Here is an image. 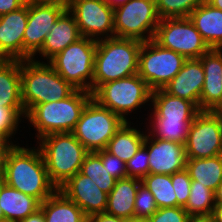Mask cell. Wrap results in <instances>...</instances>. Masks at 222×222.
<instances>
[{
  "label": "cell",
  "mask_w": 222,
  "mask_h": 222,
  "mask_svg": "<svg viewBox=\"0 0 222 222\" xmlns=\"http://www.w3.org/2000/svg\"><path fill=\"white\" fill-rule=\"evenodd\" d=\"M33 148L13 145L0 167V180L42 203L57 187L49 179L40 149Z\"/></svg>",
  "instance_id": "6da1fadb"
},
{
  "label": "cell",
  "mask_w": 222,
  "mask_h": 222,
  "mask_svg": "<svg viewBox=\"0 0 222 222\" xmlns=\"http://www.w3.org/2000/svg\"><path fill=\"white\" fill-rule=\"evenodd\" d=\"M142 41L132 38H101L94 61L93 92L103 83L138 74Z\"/></svg>",
  "instance_id": "7a4b0ae2"
},
{
  "label": "cell",
  "mask_w": 222,
  "mask_h": 222,
  "mask_svg": "<svg viewBox=\"0 0 222 222\" xmlns=\"http://www.w3.org/2000/svg\"><path fill=\"white\" fill-rule=\"evenodd\" d=\"M22 101L26 114L37 104L67 98L76 88L47 62L20 60Z\"/></svg>",
  "instance_id": "3957f363"
},
{
  "label": "cell",
  "mask_w": 222,
  "mask_h": 222,
  "mask_svg": "<svg viewBox=\"0 0 222 222\" xmlns=\"http://www.w3.org/2000/svg\"><path fill=\"white\" fill-rule=\"evenodd\" d=\"M39 140L49 179L58 189L80 171L89 151L72 132L52 133Z\"/></svg>",
  "instance_id": "277c9868"
},
{
  "label": "cell",
  "mask_w": 222,
  "mask_h": 222,
  "mask_svg": "<svg viewBox=\"0 0 222 222\" xmlns=\"http://www.w3.org/2000/svg\"><path fill=\"white\" fill-rule=\"evenodd\" d=\"M92 93L75 89L67 98L35 105L26 118L38 131L37 139L52 133L72 132Z\"/></svg>",
  "instance_id": "5b68a950"
},
{
  "label": "cell",
  "mask_w": 222,
  "mask_h": 222,
  "mask_svg": "<svg viewBox=\"0 0 222 222\" xmlns=\"http://www.w3.org/2000/svg\"><path fill=\"white\" fill-rule=\"evenodd\" d=\"M96 49V40L82 37L68 45L48 63L74 88L93 93Z\"/></svg>",
  "instance_id": "8992f818"
},
{
  "label": "cell",
  "mask_w": 222,
  "mask_h": 222,
  "mask_svg": "<svg viewBox=\"0 0 222 222\" xmlns=\"http://www.w3.org/2000/svg\"><path fill=\"white\" fill-rule=\"evenodd\" d=\"M125 122L91 98L72 133L89 152H96L106 149L109 140Z\"/></svg>",
  "instance_id": "52a82bcc"
},
{
  "label": "cell",
  "mask_w": 222,
  "mask_h": 222,
  "mask_svg": "<svg viewBox=\"0 0 222 222\" xmlns=\"http://www.w3.org/2000/svg\"><path fill=\"white\" fill-rule=\"evenodd\" d=\"M152 90L138 75L134 74L115 81L101 84L93 93L92 98L101 106L108 108L124 121L125 114L141 108L151 100Z\"/></svg>",
  "instance_id": "ba28073f"
},
{
  "label": "cell",
  "mask_w": 222,
  "mask_h": 222,
  "mask_svg": "<svg viewBox=\"0 0 222 222\" xmlns=\"http://www.w3.org/2000/svg\"><path fill=\"white\" fill-rule=\"evenodd\" d=\"M186 60L179 53L160 46L154 39L142 42L138 75L152 91L163 89L181 70Z\"/></svg>",
  "instance_id": "9c48e42d"
},
{
  "label": "cell",
  "mask_w": 222,
  "mask_h": 222,
  "mask_svg": "<svg viewBox=\"0 0 222 222\" xmlns=\"http://www.w3.org/2000/svg\"><path fill=\"white\" fill-rule=\"evenodd\" d=\"M113 20L115 37L142 42L154 39L160 22L155 0H129L114 9Z\"/></svg>",
  "instance_id": "30bf717a"
},
{
  "label": "cell",
  "mask_w": 222,
  "mask_h": 222,
  "mask_svg": "<svg viewBox=\"0 0 222 222\" xmlns=\"http://www.w3.org/2000/svg\"><path fill=\"white\" fill-rule=\"evenodd\" d=\"M154 40L186 59H199L211 49L188 17L160 20Z\"/></svg>",
  "instance_id": "8fae6325"
},
{
  "label": "cell",
  "mask_w": 222,
  "mask_h": 222,
  "mask_svg": "<svg viewBox=\"0 0 222 222\" xmlns=\"http://www.w3.org/2000/svg\"><path fill=\"white\" fill-rule=\"evenodd\" d=\"M66 9L67 3L28 1V21L23 38V60L35 58L46 36Z\"/></svg>",
  "instance_id": "7c38bea8"
},
{
  "label": "cell",
  "mask_w": 222,
  "mask_h": 222,
  "mask_svg": "<svg viewBox=\"0 0 222 222\" xmlns=\"http://www.w3.org/2000/svg\"><path fill=\"white\" fill-rule=\"evenodd\" d=\"M67 9L74 16L82 37L96 41L104 34L105 39L114 37V9L104 0H68Z\"/></svg>",
  "instance_id": "4fadbf2b"
},
{
  "label": "cell",
  "mask_w": 222,
  "mask_h": 222,
  "mask_svg": "<svg viewBox=\"0 0 222 222\" xmlns=\"http://www.w3.org/2000/svg\"><path fill=\"white\" fill-rule=\"evenodd\" d=\"M185 152L186 159L222 154V134L217 119L210 111H200L190 124Z\"/></svg>",
  "instance_id": "5bb4252c"
},
{
  "label": "cell",
  "mask_w": 222,
  "mask_h": 222,
  "mask_svg": "<svg viewBox=\"0 0 222 222\" xmlns=\"http://www.w3.org/2000/svg\"><path fill=\"white\" fill-rule=\"evenodd\" d=\"M153 139L151 135H146L143 143L149 155L150 174L172 175L185 169V145L175 141Z\"/></svg>",
  "instance_id": "9a60e30c"
},
{
  "label": "cell",
  "mask_w": 222,
  "mask_h": 222,
  "mask_svg": "<svg viewBox=\"0 0 222 222\" xmlns=\"http://www.w3.org/2000/svg\"><path fill=\"white\" fill-rule=\"evenodd\" d=\"M58 190L77 204L86 217L103 213L107 209L108 194L80 172L69 178Z\"/></svg>",
  "instance_id": "2e32d148"
},
{
  "label": "cell",
  "mask_w": 222,
  "mask_h": 222,
  "mask_svg": "<svg viewBox=\"0 0 222 222\" xmlns=\"http://www.w3.org/2000/svg\"><path fill=\"white\" fill-rule=\"evenodd\" d=\"M27 21L28 1L18 10L0 16V59L23 60V38Z\"/></svg>",
  "instance_id": "e0dca14e"
},
{
  "label": "cell",
  "mask_w": 222,
  "mask_h": 222,
  "mask_svg": "<svg viewBox=\"0 0 222 222\" xmlns=\"http://www.w3.org/2000/svg\"><path fill=\"white\" fill-rule=\"evenodd\" d=\"M204 70V86L200 94V111L222 106V49L212 48L200 58Z\"/></svg>",
  "instance_id": "ac0fdd59"
},
{
  "label": "cell",
  "mask_w": 222,
  "mask_h": 222,
  "mask_svg": "<svg viewBox=\"0 0 222 222\" xmlns=\"http://www.w3.org/2000/svg\"><path fill=\"white\" fill-rule=\"evenodd\" d=\"M204 86V70L200 59H187L181 70L163 88L168 94L193 102L199 108Z\"/></svg>",
  "instance_id": "d6986e66"
},
{
  "label": "cell",
  "mask_w": 222,
  "mask_h": 222,
  "mask_svg": "<svg viewBox=\"0 0 222 222\" xmlns=\"http://www.w3.org/2000/svg\"><path fill=\"white\" fill-rule=\"evenodd\" d=\"M82 35L74 16L66 9L57 19L51 31L37 52L49 61L68 45L78 41Z\"/></svg>",
  "instance_id": "ffe728a7"
},
{
  "label": "cell",
  "mask_w": 222,
  "mask_h": 222,
  "mask_svg": "<svg viewBox=\"0 0 222 222\" xmlns=\"http://www.w3.org/2000/svg\"><path fill=\"white\" fill-rule=\"evenodd\" d=\"M153 118L193 121L200 109L191 101L168 94L164 89L152 91Z\"/></svg>",
  "instance_id": "44dd1931"
},
{
  "label": "cell",
  "mask_w": 222,
  "mask_h": 222,
  "mask_svg": "<svg viewBox=\"0 0 222 222\" xmlns=\"http://www.w3.org/2000/svg\"><path fill=\"white\" fill-rule=\"evenodd\" d=\"M188 18L211 49H222V10L204 1Z\"/></svg>",
  "instance_id": "7402d4cb"
},
{
  "label": "cell",
  "mask_w": 222,
  "mask_h": 222,
  "mask_svg": "<svg viewBox=\"0 0 222 222\" xmlns=\"http://www.w3.org/2000/svg\"><path fill=\"white\" fill-rule=\"evenodd\" d=\"M0 107L25 109L22 101L20 60L0 59Z\"/></svg>",
  "instance_id": "603a6c76"
},
{
  "label": "cell",
  "mask_w": 222,
  "mask_h": 222,
  "mask_svg": "<svg viewBox=\"0 0 222 222\" xmlns=\"http://www.w3.org/2000/svg\"><path fill=\"white\" fill-rule=\"evenodd\" d=\"M141 180L137 178H123L116 181L108 194L106 213L121 219L134 218V201Z\"/></svg>",
  "instance_id": "cb8c5ba5"
},
{
  "label": "cell",
  "mask_w": 222,
  "mask_h": 222,
  "mask_svg": "<svg viewBox=\"0 0 222 222\" xmlns=\"http://www.w3.org/2000/svg\"><path fill=\"white\" fill-rule=\"evenodd\" d=\"M40 202L0 180V208L4 220L21 221L40 209Z\"/></svg>",
  "instance_id": "d4e9b609"
},
{
  "label": "cell",
  "mask_w": 222,
  "mask_h": 222,
  "mask_svg": "<svg viewBox=\"0 0 222 222\" xmlns=\"http://www.w3.org/2000/svg\"><path fill=\"white\" fill-rule=\"evenodd\" d=\"M45 222H87L83 210L60 190L40 204Z\"/></svg>",
  "instance_id": "484cf974"
},
{
  "label": "cell",
  "mask_w": 222,
  "mask_h": 222,
  "mask_svg": "<svg viewBox=\"0 0 222 222\" xmlns=\"http://www.w3.org/2000/svg\"><path fill=\"white\" fill-rule=\"evenodd\" d=\"M185 169L191 180L215 192L222 182V154L210 158L186 159Z\"/></svg>",
  "instance_id": "4316f807"
},
{
  "label": "cell",
  "mask_w": 222,
  "mask_h": 222,
  "mask_svg": "<svg viewBox=\"0 0 222 222\" xmlns=\"http://www.w3.org/2000/svg\"><path fill=\"white\" fill-rule=\"evenodd\" d=\"M125 122L109 140L106 151L117 156L125 163L131 159L143 145L146 134L141 133Z\"/></svg>",
  "instance_id": "83f0119b"
},
{
  "label": "cell",
  "mask_w": 222,
  "mask_h": 222,
  "mask_svg": "<svg viewBox=\"0 0 222 222\" xmlns=\"http://www.w3.org/2000/svg\"><path fill=\"white\" fill-rule=\"evenodd\" d=\"M141 183L152 193L158 208L177 207L171 175L149 173Z\"/></svg>",
  "instance_id": "f1b7e54d"
},
{
  "label": "cell",
  "mask_w": 222,
  "mask_h": 222,
  "mask_svg": "<svg viewBox=\"0 0 222 222\" xmlns=\"http://www.w3.org/2000/svg\"><path fill=\"white\" fill-rule=\"evenodd\" d=\"M215 205V192L192 180L189 199L184 207L189 216L211 215Z\"/></svg>",
  "instance_id": "f546056e"
},
{
  "label": "cell",
  "mask_w": 222,
  "mask_h": 222,
  "mask_svg": "<svg viewBox=\"0 0 222 222\" xmlns=\"http://www.w3.org/2000/svg\"><path fill=\"white\" fill-rule=\"evenodd\" d=\"M91 180L105 193L109 194L117 179L110 175L106 165H102L101 158L95 152H89L79 171Z\"/></svg>",
  "instance_id": "4dcf8cb0"
},
{
  "label": "cell",
  "mask_w": 222,
  "mask_h": 222,
  "mask_svg": "<svg viewBox=\"0 0 222 222\" xmlns=\"http://www.w3.org/2000/svg\"><path fill=\"white\" fill-rule=\"evenodd\" d=\"M192 121H173L163 118H154L152 131L149 135L156 139L175 141L185 145ZM154 132V133H153Z\"/></svg>",
  "instance_id": "1f68e13d"
},
{
  "label": "cell",
  "mask_w": 222,
  "mask_h": 222,
  "mask_svg": "<svg viewBox=\"0 0 222 222\" xmlns=\"http://www.w3.org/2000/svg\"><path fill=\"white\" fill-rule=\"evenodd\" d=\"M205 0H155L160 20L189 17Z\"/></svg>",
  "instance_id": "d6a6232c"
},
{
  "label": "cell",
  "mask_w": 222,
  "mask_h": 222,
  "mask_svg": "<svg viewBox=\"0 0 222 222\" xmlns=\"http://www.w3.org/2000/svg\"><path fill=\"white\" fill-rule=\"evenodd\" d=\"M158 209L154 196L144 186L140 185L134 201V217L147 219Z\"/></svg>",
  "instance_id": "836d02e7"
},
{
  "label": "cell",
  "mask_w": 222,
  "mask_h": 222,
  "mask_svg": "<svg viewBox=\"0 0 222 222\" xmlns=\"http://www.w3.org/2000/svg\"><path fill=\"white\" fill-rule=\"evenodd\" d=\"M149 155L147 149L142 145L135 155L126 162L127 177L142 180L149 174Z\"/></svg>",
  "instance_id": "e575fe53"
},
{
  "label": "cell",
  "mask_w": 222,
  "mask_h": 222,
  "mask_svg": "<svg viewBox=\"0 0 222 222\" xmlns=\"http://www.w3.org/2000/svg\"><path fill=\"white\" fill-rule=\"evenodd\" d=\"M21 116L26 117L25 109L0 107V134L4 135L9 141L10 137L16 132Z\"/></svg>",
  "instance_id": "d590c367"
},
{
  "label": "cell",
  "mask_w": 222,
  "mask_h": 222,
  "mask_svg": "<svg viewBox=\"0 0 222 222\" xmlns=\"http://www.w3.org/2000/svg\"><path fill=\"white\" fill-rule=\"evenodd\" d=\"M172 186L177 197V206L185 207L189 199L191 178L186 169L171 175Z\"/></svg>",
  "instance_id": "8d00e7d4"
},
{
  "label": "cell",
  "mask_w": 222,
  "mask_h": 222,
  "mask_svg": "<svg viewBox=\"0 0 222 222\" xmlns=\"http://www.w3.org/2000/svg\"><path fill=\"white\" fill-rule=\"evenodd\" d=\"M189 214L183 207L158 208L146 222H187Z\"/></svg>",
  "instance_id": "74e56055"
},
{
  "label": "cell",
  "mask_w": 222,
  "mask_h": 222,
  "mask_svg": "<svg viewBox=\"0 0 222 222\" xmlns=\"http://www.w3.org/2000/svg\"><path fill=\"white\" fill-rule=\"evenodd\" d=\"M95 153L101 158L102 165H106V169L111 176L117 180L127 178V168L124 161L110 154L105 149L96 151Z\"/></svg>",
  "instance_id": "f35d334b"
},
{
  "label": "cell",
  "mask_w": 222,
  "mask_h": 222,
  "mask_svg": "<svg viewBox=\"0 0 222 222\" xmlns=\"http://www.w3.org/2000/svg\"><path fill=\"white\" fill-rule=\"evenodd\" d=\"M27 3V0H0V16L16 11Z\"/></svg>",
  "instance_id": "ab89813d"
},
{
  "label": "cell",
  "mask_w": 222,
  "mask_h": 222,
  "mask_svg": "<svg viewBox=\"0 0 222 222\" xmlns=\"http://www.w3.org/2000/svg\"><path fill=\"white\" fill-rule=\"evenodd\" d=\"M123 219L106 212L87 217V222H122Z\"/></svg>",
  "instance_id": "60d3db41"
},
{
  "label": "cell",
  "mask_w": 222,
  "mask_h": 222,
  "mask_svg": "<svg viewBox=\"0 0 222 222\" xmlns=\"http://www.w3.org/2000/svg\"><path fill=\"white\" fill-rule=\"evenodd\" d=\"M13 146V143L2 134H0V167L4 162L8 150Z\"/></svg>",
  "instance_id": "b9f144b4"
},
{
  "label": "cell",
  "mask_w": 222,
  "mask_h": 222,
  "mask_svg": "<svg viewBox=\"0 0 222 222\" xmlns=\"http://www.w3.org/2000/svg\"><path fill=\"white\" fill-rule=\"evenodd\" d=\"M19 222H45V218L42 210L38 209L35 213L29 215L27 218Z\"/></svg>",
  "instance_id": "7bdbcfd3"
},
{
  "label": "cell",
  "mask_w": 222,
  "mask_h": 222,
  "mask_svg": "<svg viewBox=\"0 0 222 222\" xmlns=\"http://www.w3.org/2000/svg\"><path fill=\"white\" fill-rule=\"evenodd\" d=\"M214 222H222V204L216 203L211 214Z\"/></svg>",
  "instance_id": "ee69618b"
},
{
  "label": "cell",
  "mask_w": 222,
  "mask_h": 222,
  "mask_svg": "<svg viewBox=\"0 0 222 222\" xmlns=\"http://www.w3.org/2000/svg\"><path fill=\"white\" fill-rule=\"evenodd\" d=\"M210 112L215 116L218 121L219 129L222 134V106L215 107L210 110Z\"/></svg>",
  "instance_id": "f6af8a7d"
},
{
  "label": "cell",
  "mask_w": 222,
  "mask_h": 222,
  "mask_svg": "<svg viewBox=\"0 0 222 222\" xmlns=\"http://www.w3.org/2000/svg\"><path fill=\"white\" fill-rule=\"evenodd\" d=\"M187 222H214L211 215L208 216H189Z\"/></svg>",
  "instance_id": "bcb514c9"
},
{
  "label": "cell",
  "mask_w": 222,
  "mask_h": 222,
  "mask_svg": "<svg viewBox=\"0 0 222 222\" xmlns=\"http://www.w3.org/2000/svg\"><path fill=\"white\" fill-rule=\"evenodd\" d=\"M113 9L127 3L129 0H104Z\"/></svg>",
  "instance_id": "7dc6e473"
},
{
  "label": "cell",
  "mask_w": 222,
  "mask_h": 222,
  "mask_svg": "<svg viewBox=\"0 0 222 222\" xmlns=\"http://www.w3.org/2000/svg\"><path fill=\"white\" fill-rule=\"evenodd\" d=\"M215 202L222 204V182L218 185V188L215 191Z\"/></svg>",
  "instance_id": "c3c4849f"
},
{
  "label": "cell",
  "mask_w": 222,
  "mask_h": 222,
  "mask_svg": "<svg viewBox=\"0 0 222 222\" xmlns=\"http://www.w3.org/2000/svg\"><path fill=\"white\" fill-rule=\"evenodd\" d=\"M208 4L216 9L222 10V0H205Z\"/></svg>",
  "instance_id": "681fc988"
},
{
  "label": "cell",
  "mask_w": 222,
  "mask_h": 222,
  "mask_svg": "<svg viewBox=\"0 0 222 222\" xmlns=\"http://www.w3.org/2000/svg\"><path fill=\"white\" fill-rule=\"evenodd\" d=\"M122 222H146V220L134 217V218H129V219H123Z\"/></svg>",
  "instance_id": "f907efd6"
},
{
  "label": "cell",
  "mask_w": 222,
  "mask_h": 222,
  "mask_svg": "<svg viewBox=\"0 0 222 222\" xmlns=\"http://www.w3.org/2000/svg\"><path fill=\"white\" fill-rule=\"evenodd\" d=\"M27 1H34V2H61V3H67L68 0H27Z\"/></svg>",
  "instance_id": "816d5d0a"
},
{
  "label": "cell",
  "mask_w": 222,
  "mask_h": 222,
  "mask_svg": "<svg viewBox=\"0 0 222 222\" xmlns=\"http://www.w3.org/2000/svg\"><path fill=\"white\" fill-rule=\"evenodd\" d=\"M2 220H4V214H3V212H2V210L0 208V221H2Z\"/></svg>",
  "instance_id": "f5cc1de1"
},
{
  "label": "cell",
  "mask_w": 222,
  "mask_h": 222,
  "mask_svg": "<svg viewBox=\"0 0 222 222\" xmlns=\"http://www.w3.org/2000/svg\"><path fill=\"white\" fill-rule=\"evenodd\" d=\"M0 222H17V221H11V220H2Z\"/></svg>",
  "instance_id": "db71d44e"
}]
</instances>
